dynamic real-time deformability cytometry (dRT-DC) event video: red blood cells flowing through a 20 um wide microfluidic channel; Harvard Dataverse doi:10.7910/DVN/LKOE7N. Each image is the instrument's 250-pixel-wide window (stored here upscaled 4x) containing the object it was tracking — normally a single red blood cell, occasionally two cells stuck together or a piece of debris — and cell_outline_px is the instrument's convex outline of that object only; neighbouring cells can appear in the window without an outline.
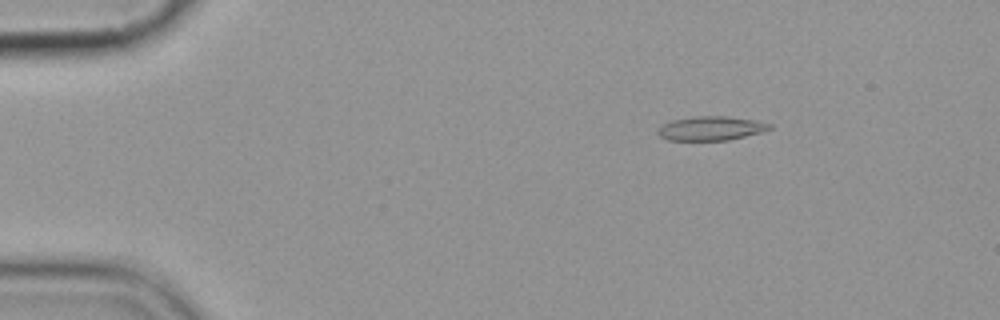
{"species": "common noctule bat (a hibernating species)", "species_latin": "Nyctalus noctula", "temperature_condition": "cold", "stored_images_in_passage": 4, "camera_frame_rate_fps": 3000, "um_per_image_px": 0.085, "animal": {"sex": "female", "body_mass_g": 19.9}, "frame": {"image": 1, "passage_image": 2, "time_ms": 2.0, "image_size_px": [1000, 320], "cell_outline_px": [[772, 128], [760, 132], [728, 140], [668, 140], [660, 136], [656, 132], [664, 124], [672, 120], [692, 116], [724, 116], [752, 120], [772, 124]], "centroid_in_image_um": [60.4, 10.91], "position_along_channel_um": 24.6, "area_um2": 15.43}}